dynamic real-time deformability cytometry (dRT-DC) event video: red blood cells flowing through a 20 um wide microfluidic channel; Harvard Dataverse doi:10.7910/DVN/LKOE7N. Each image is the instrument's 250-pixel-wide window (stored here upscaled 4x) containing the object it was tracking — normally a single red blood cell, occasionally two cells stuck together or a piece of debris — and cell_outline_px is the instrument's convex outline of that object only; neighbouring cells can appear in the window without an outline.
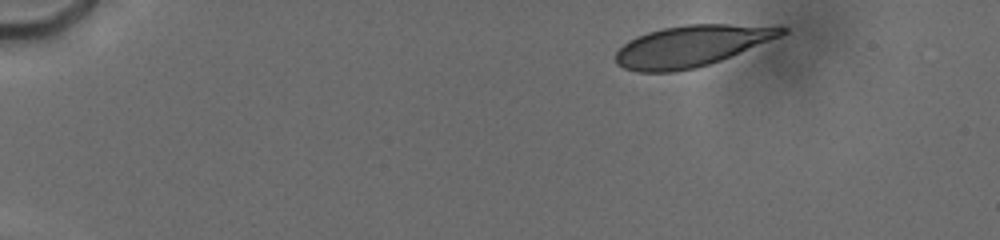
{"species": "human", "species_latin": "Homo sapiens", "temperature_condition": "cold", "stored_images_in_passage": 16, "camera_frame_rate_fps": 3000, "um_per_image_px": 0.085, "donor": {"sex": "male"}, "frame": {"image": 1, "passage_image": 1, "time_ms": 0.0, "image_size_px": [1000, 240], "cell_outline_px": [[788, 32], [780, 36], [720, 60], [696, 68], [672, 72], [636, 72], [624, 68], [616, 64], [616, 52], [628, 40], [636, 36], [648, 32], [664, 28], [688, 24], [728, 24], [788, 28]], "centroid_in_image_um": [58.7, 3.92], "position_along_channel_um": 26.3, "area_um2": 39.3}}
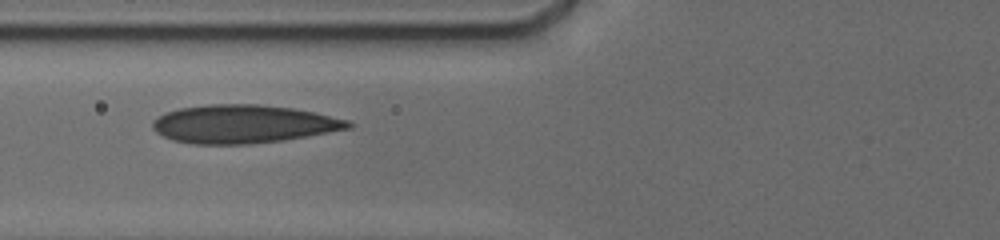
{"frame": {"image": 2, "passage_image": 11, "time_ms": 5.0, "image_size_px": [1000, 240], "cell_outline_px": [[352, 128], [284, 140], [248, 144], [196, 144], [172, 140], [156, 132], [152, 128], [152, 124], [160, 116], [168, 112], [180, 108], [208, 104], [260, 104], [292, 108], [312, 112], [348, 120], [352, 124]], "centroid_in_image_um": [20.69, 10.54], "position_along_channel_um": 105.1, "area_um2": 43.29}}
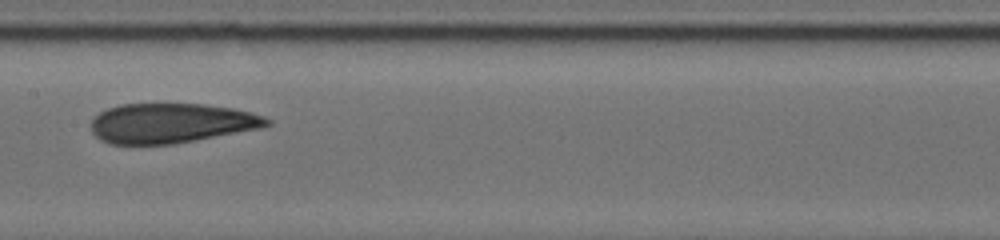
{"frame": {"image": 3, "passage_image": 15, "time_ms": 7.333, "image_size_px": [1000, 240], "cell_outline_px": [[272, 124], [260, 128], [172, 144], [112, 144], [100, 140], [92, 132], [92, 116], [108, 108], [120, 104], [204, 104], [232, 108], [264, 116], [272, 120]], "centroid_in_image_um": [14.53, 10.46], "position_along_channel_um": 192.9, "area_um2": 40.58}}